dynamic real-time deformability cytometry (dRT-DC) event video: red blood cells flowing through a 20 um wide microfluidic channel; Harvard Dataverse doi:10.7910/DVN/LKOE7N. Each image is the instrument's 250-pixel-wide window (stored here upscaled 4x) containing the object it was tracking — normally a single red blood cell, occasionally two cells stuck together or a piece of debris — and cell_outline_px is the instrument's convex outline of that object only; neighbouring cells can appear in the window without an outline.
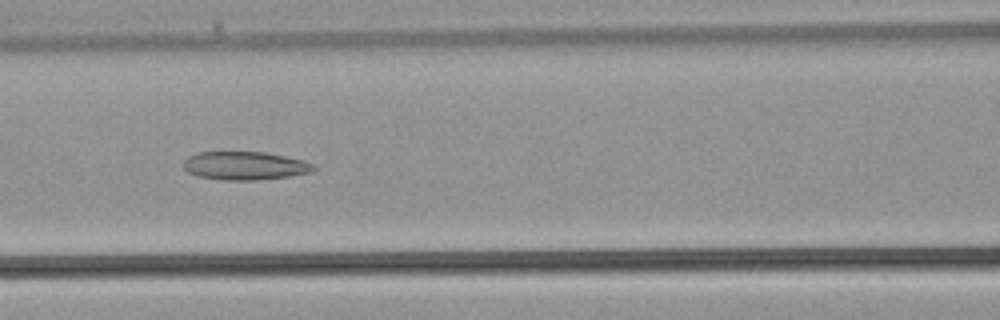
{"species": "common noctule bat (a hibernating species)", "species_latin": "Nyctalus noctula", "temperature_condition": "warm", "stored_images_in_passage": 38, "camera_frame_rate_fps": 3000, "um_per_image_px": 0.085, "animal": {"sex": "male", "body_mass_g": 21.5, "forearm_length_mm": 52.0}, "frame": {"image": 1, "passage_image": 16, "time_ms": 5.0, "image_size_px": [1000, 320], "cell_outline_px": [[316, 168], [312, 172], [288, 176], [256, 180], [220, 180], [196, 176], [188, 172], [184, 168], [184, 160], [188, 156], [200, 152], [264, 152], [304, 160], [316, 164]], "centroid_in_image_um": [20.82, 14.09], "position_along_channel_um": 145.8, "area_um2": 21.56}}
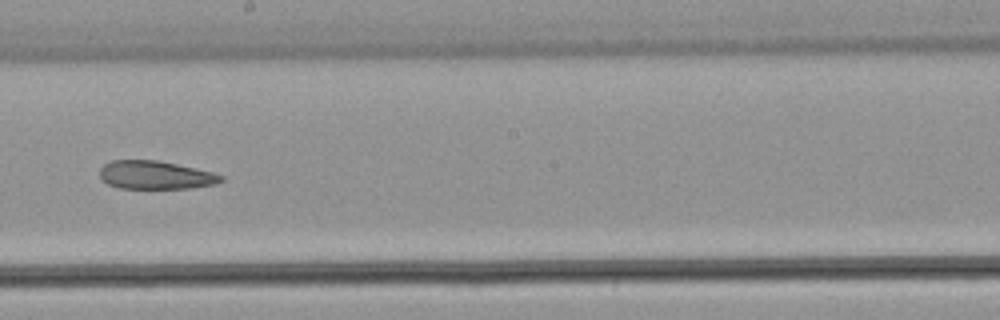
{"frame": {"image": 2, "passage_image": 21, "time_ms": 6.667, "image_size_px": [1000, 320], "cell_outline_px": [[224, 180], [216, 184], [192, 188], [120, 188], [108, 184], [100, 180], [100, 168], [104, 164], [112, 160], [156, 160], [196, 168], [212, 172], [224, 176]], "centroid_in_image_um": [13.21, 14.88], "position_along_channel_um": 235.0, "area_um2": 20.06}}
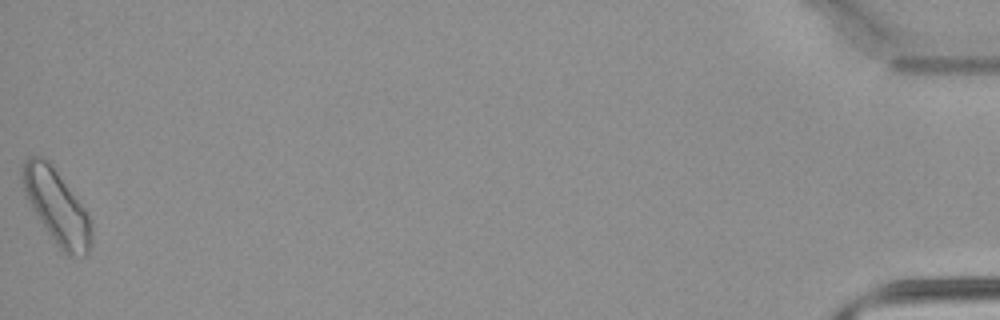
{"frame": {"image": 3, "passage_image": 38, "time_ms": 12.333, "image_size_px": [1000, 320], "cell_outline_px": [[92, 240], [88, 252], [84, 256], [68, 256], [60, 248], [48, 232], [24, 196], [20, 176], [20, 172], [24, 160], [28, 156], [40, 156], [48, 160], [80, 204], [88, 216], [92, 228]], "centroid_in_image_um": [4.77, 17.55], "position_along_channel_um": 430.4, "area_um2": 29.25}}